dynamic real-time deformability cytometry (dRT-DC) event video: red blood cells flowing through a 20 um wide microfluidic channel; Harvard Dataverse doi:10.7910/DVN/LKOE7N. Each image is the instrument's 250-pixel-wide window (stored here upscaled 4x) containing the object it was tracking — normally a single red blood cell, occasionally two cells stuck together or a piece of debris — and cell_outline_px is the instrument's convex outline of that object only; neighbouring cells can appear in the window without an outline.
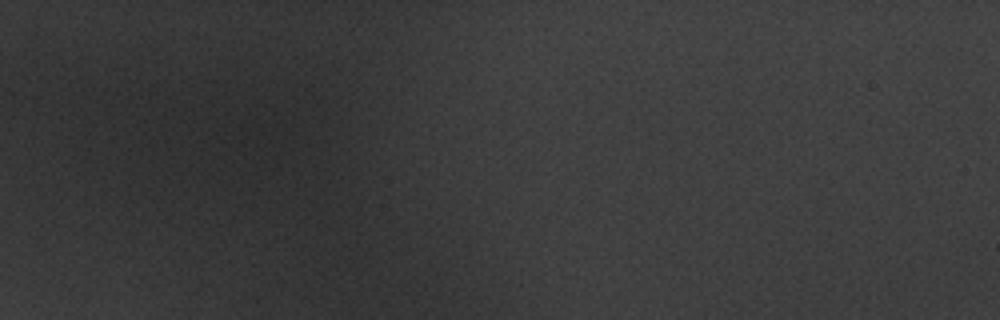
{"species": "common noctule bat (a hibernating species)", "species_latin": "Nyctalus noctula", "temperature_condition": "warm", "stored_images_in_passage": 2, "camera_frame_rate_fps": 3000, "um_per_image_px": 0.085, "animal": {"sex": "male", "body_mass_g": 20.1, "forearm_length_mm": 53.5}, "frame": {"image": 1, "passage_image": 1, "time_ms": 0.0, "image_size_px": [1000, 320], "cell_outline_px": [[328, 148], [304, 160], [276, 168], [236, 144], [240, 128], [252, 120], [272, 112], [292, 116], [304, 120], [328, 140]], "centroid_in_image_um": [23.89, 11.85], "position_along_channel_um": 61.1, "area_um2": 24.28}}